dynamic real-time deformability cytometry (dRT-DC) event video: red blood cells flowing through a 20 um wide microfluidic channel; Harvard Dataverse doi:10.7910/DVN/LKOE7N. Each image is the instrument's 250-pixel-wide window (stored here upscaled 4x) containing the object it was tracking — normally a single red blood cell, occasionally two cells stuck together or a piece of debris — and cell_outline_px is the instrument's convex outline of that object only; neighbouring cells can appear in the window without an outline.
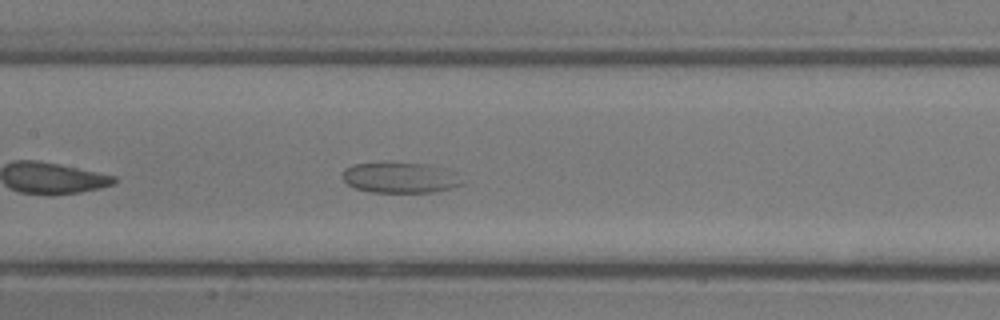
{"species": "common noctule bat (a hibernating species)", "species_latin": "Nyctalus noctula", "temperature_condition": "room temperature", "stored_images_in_passage": 29, "camera_frame_rate_fps": 3000, "um_per_image_px": 0.085, "animal": {"sex": "male", "body_mass_g": 13.3}, "frame": {"image": 1, "passage_image": 12, "time_ms": 3.667, "image_size_px": [1000, 320], "cell_outline_px": [[460, 184], [448, 188], [432, 192], [372, 192], [356, 188], [348, 184], [340, 176], [340, 172], [344, 168], [352, 164], [384, 160], [420, 164]], "centroid_in_image_um": [33.55, 15.08], "position_along_channel_um": 173.9, "area_um2": 20.06}}
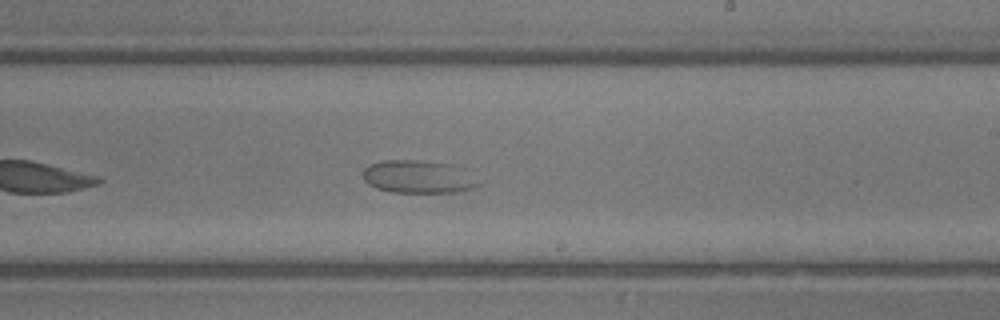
{"frame": {"image": 2, "passage_image": 18, "time_ms": 5.667, "image_size_px": [1000, 320], "cell_outline_px": [[480, 184], [476, 188], [456, 192], [392, 192], [376, 188], [368, 184], [364, 180], [364, 168], [368, 164], [380, 160], [424, 160], [452, 164]], "centroid_in_image_um": [35.47, 15.02], "position_along_channel_um": 253.5, "area_um2": 21.91}}
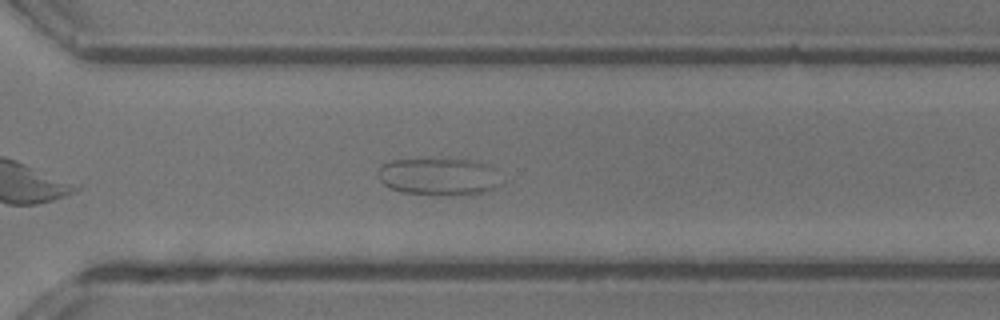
{"frame": {"image": 3, "passage_image": 24, "time_ms": 7.667, "image_size_px": [1000, 320], "cell_outline_px": [[496, 184], [492, 188], [484, 192], [468, 196], [440, 196], [404, 192], [388, 188], [380, 180], [376, 172], [380, 164], [392, 160], [424, 156], [472, 160], [484, 164]], "centroid_in_image_um": [37.07, 14.99], "position_along_channel_um": 333.5, "area_um2": 27.22}}